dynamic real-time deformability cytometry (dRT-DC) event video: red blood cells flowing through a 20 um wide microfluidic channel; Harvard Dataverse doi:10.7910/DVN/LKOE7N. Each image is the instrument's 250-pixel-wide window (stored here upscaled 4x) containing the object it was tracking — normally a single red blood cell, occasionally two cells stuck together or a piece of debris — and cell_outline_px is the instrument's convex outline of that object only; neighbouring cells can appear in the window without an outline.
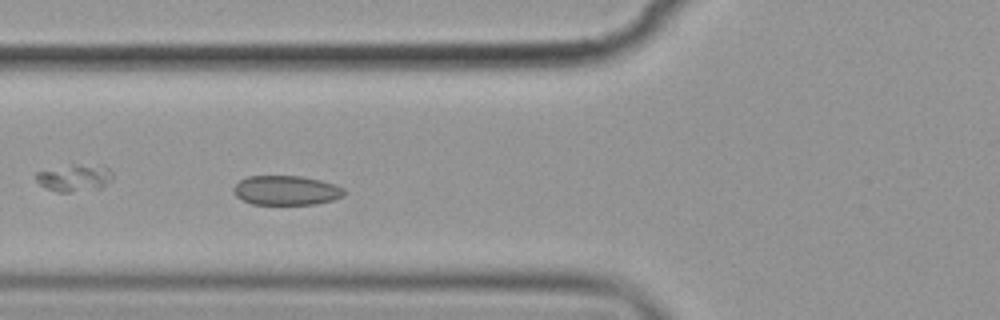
{"species": "common noctule bat (a hibernating species)", "species_latin": "Nyctalus noctula", "temperature_condition": "cold", "stored_images_in_passage": 7, "camera_frame_rate_fps": 3000, "um_per_image_px": 0.085, "animal": {"sex": "female", "body_mass_g": 19.9}, "frame": {"image": 1, "passage_image": 6, "time_ms": 6.0, "image_size_px": [1000, 320], "cell_outline_px": [[348, 192], [344, 196], [332, 200], [316, 204], [252, 204], [240, 200], [236, 196], [232, 188], [240, 180], [248, 176], [300, 176], [320, 180], [336, 184], [344, 188]], "centroid_in_image_um": [24.35, 16.18], "position_along_channel_um": 101.5, "area_um2": 19.19}}